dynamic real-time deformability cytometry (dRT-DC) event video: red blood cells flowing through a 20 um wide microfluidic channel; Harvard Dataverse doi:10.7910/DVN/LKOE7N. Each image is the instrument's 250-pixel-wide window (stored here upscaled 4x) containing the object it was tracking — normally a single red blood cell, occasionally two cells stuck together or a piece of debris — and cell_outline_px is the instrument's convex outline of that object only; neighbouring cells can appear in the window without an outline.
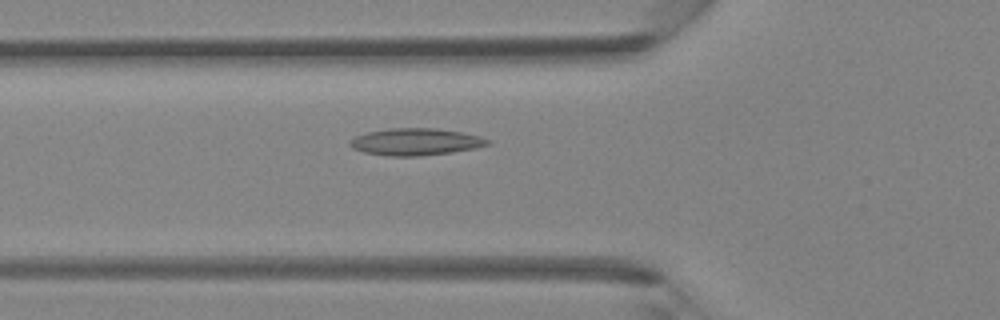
{"species": "Egyptian fruit bat (a non-hibernating species)", "species_latin": "Rousettus aegyptiacus", "temperature_condition": "room temperature", "stored_images_in_passage": 44, "camera_frame_rate_fps": 3000, "um_per_image_px": 0.085, "animal": {"sex": "female"}, "frame": {"image": 1, "passage_image": 16, "time_ms": 5.0, "image_size_px": [1000, 320], "cell_outline_px": [[492, 144], [476, 148], [452, 152], [420, 156], [388, 156], [364, 152], [352, 148], [348, 144], [348, 140], [356, 136], [368, 132], [388, 128], [436, 128], [460, 132], [480, 136], [492, 140]], "centroid_in_image_um": [35.34, 12.05], "position_along_channel_um": 90.5, "area_um2": 21.85}}
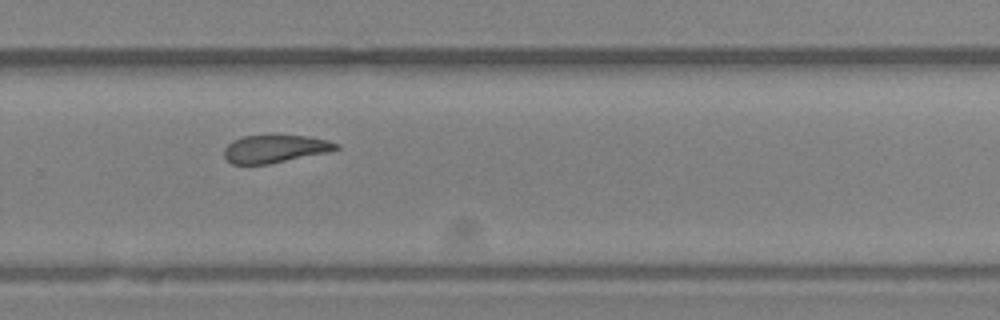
{"frame": {"image": 2, "passage_image": 30, "time_ms": 9.667, "image_size_px": [1000, 320], "cell_outline_px": [[340, 148], [328, 152], [268, 164], [232, 164], [224, 156], [224, 148], [232, 140], [244, 136], [308, 136], [328, 140], [340, 144]], "centroid_in_image_um": [23.38, 12.65], "position_along_channel_um": 306.4, "area_um2": 17.98}}
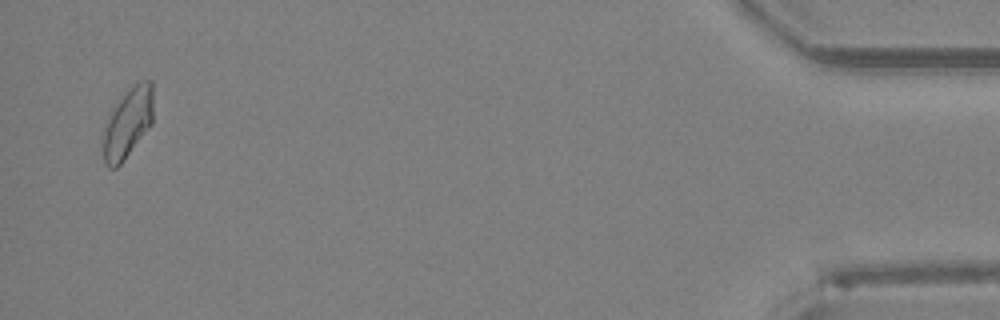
{"frame": {"image": 3, "passage_image": 43, "time_ms": 14.0, "image_size_px": [1000, 320], "cell_outline_px": [[152, 124], [124, 160], [116, 168], [108, 168], [104, 164], [104, 128], [112, 108], [128, 88], [132, 84], [140, 80], [152, 80]], "centroid_in_image_um": [10.87, 10.43], "position_along_channel_um": 424.3, "area_um2": 20.4}}